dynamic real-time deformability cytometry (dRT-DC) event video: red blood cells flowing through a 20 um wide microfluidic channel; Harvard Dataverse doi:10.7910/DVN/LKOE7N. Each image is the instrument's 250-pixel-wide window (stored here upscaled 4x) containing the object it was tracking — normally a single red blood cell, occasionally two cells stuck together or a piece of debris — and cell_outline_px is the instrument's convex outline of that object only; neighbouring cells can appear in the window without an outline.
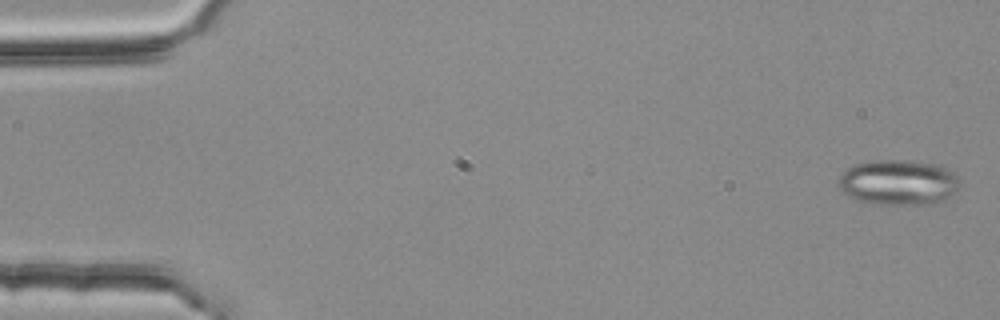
{"species": "common noctule bat (a hibernating species)", "species_latin": "Nyctalus noctula", "temperature_condition": "room temperature", "stored_images_in_passage": 4, "camera_frame_rate_fps": 3000, "um_per_image_px": 0.085, "animal": {"sex": "female", "body_mass_g": 25.1}, "frame": {"image": 1, "passage_image": 1, "time_ms": 0.0, "image_size_px": [1000, 320], "cell_outline_px": [[960, 184], [956, 192], [944, 200], [928, 204], [876, 204], [856, 200], [848, 196], [840, 188], [836, 180], [840, 172], [852, 164], [872, 160], [896, 160], [936, 164], [952, 172], [960, 180]], "centroid_in_image_um": [76.3, 15.5], "position_along_channel_um": 8.7, "area_um2": 32.25}}